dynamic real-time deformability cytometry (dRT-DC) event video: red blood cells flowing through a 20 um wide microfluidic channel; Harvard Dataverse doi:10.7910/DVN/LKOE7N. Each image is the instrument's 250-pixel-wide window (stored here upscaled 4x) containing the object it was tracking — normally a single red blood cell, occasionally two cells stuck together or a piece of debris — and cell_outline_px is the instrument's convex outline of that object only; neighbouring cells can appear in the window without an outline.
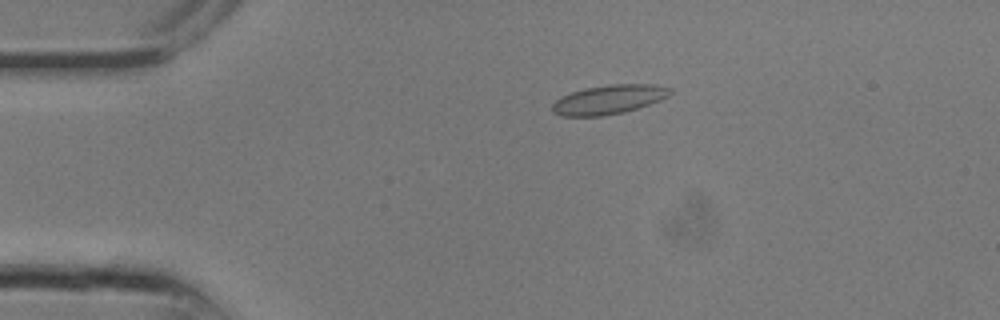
{"species": "common noctule bat (a hibernating species)", "species_latin": "Nyctalus noctula", "temperature_condition": "room temperature", "stored_images_in_passage": 9, "camera_frame_rate_fps": 3000, "um_per_image_px": 0.085, "animal": {"sex": "male", "body_mass_g": 13.3}, "frame": {"image": 1, "passage_image": 1, "time_ms": 0.0, "image_size_px": [1000, 320], "cell_outline_px": [[672, 92], [668, 96], [660, 100], [624, 112], [600, 116], [564, 116], [556, 112], [552, 108], [552, 104], [556, 100], [572, 92], [588, 88], [612, 84], [648, 84], [672, 88]], "centroid_in_image_um": [51.78, 8.46], "position_along_channel_um": 33.2, "area_um2": 19.54}}
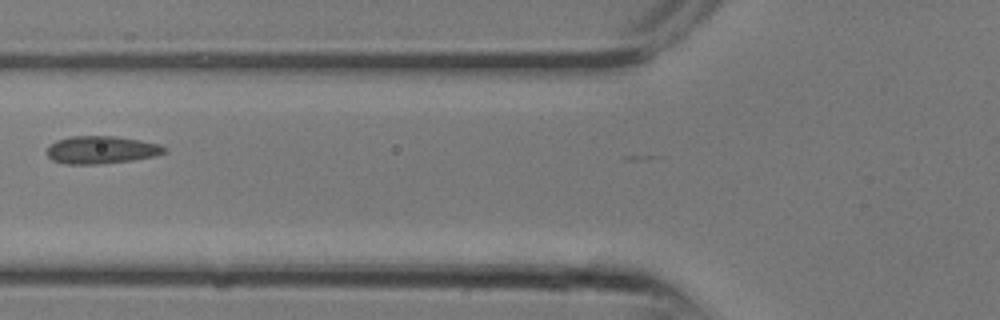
{"frame": {"image": 2, "passage_image": 6, "time_ms": 1.667, "image_size_px": [1000, 320], "cell_outline_px": [[168, 152], [156, 156], [132, 160], [100, 164], [64, 164], [52, 160], [48, 156], [48, 148], [56, 140], [72, 136], [116, 136], [140, 140], [160, 144], [168, 148]], "centroid_in_image_um": [8.67, 12.74], "position_along_channel_um": 117.1, "area_um2": 19.07}}
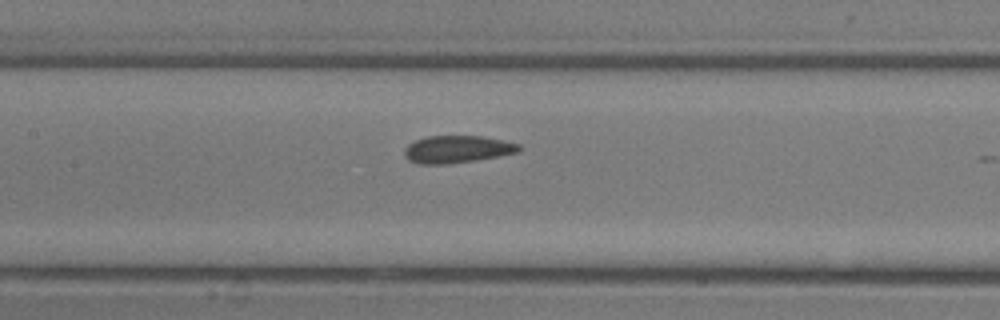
{"frame": {"image": 3, "passage_image": 8, "time_ms": 2.333, "image_size_px": [1000, 320], "cell_outline_px": [[520, 152], [448, 164], [420, 164], [408, 160], [404, 156], [404, 148], [408, 144], [416, 140], [428, 136], [480, 136], [520, 144]], "centroid_in_image_um": [38.81, 12.69], "position_along_channel_um": 168.6, "area_um2": 18.03}}